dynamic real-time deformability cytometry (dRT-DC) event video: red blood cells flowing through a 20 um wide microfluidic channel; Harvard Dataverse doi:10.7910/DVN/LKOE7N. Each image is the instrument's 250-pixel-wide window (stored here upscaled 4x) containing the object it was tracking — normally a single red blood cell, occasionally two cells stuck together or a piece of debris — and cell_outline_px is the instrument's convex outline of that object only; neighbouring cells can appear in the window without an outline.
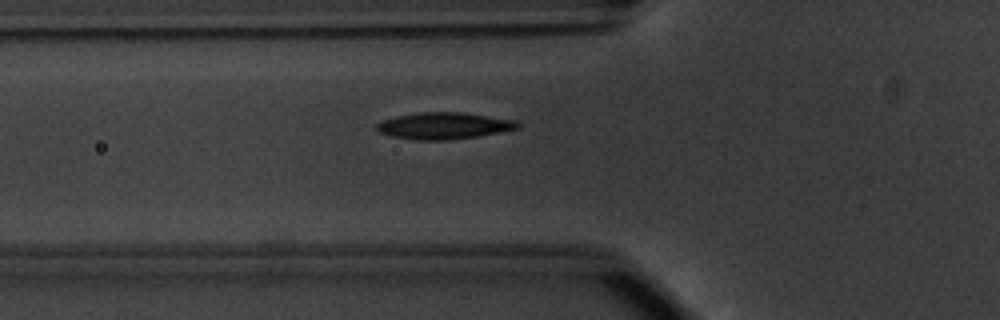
{"species": "common noctule bat (a hibernating species)", "species_latin": "Nyctalus noctula", "temperature_condition": "warm", "stored_images_in_passage": 41, "camera_frame_rate_fps": 3000, "um_per_image_px": 0.085, "animal": {"sex": "male", "body_mass_g": 20.1, "forearm_length_mm": 53.5}, "frame": {"image": 1, "passage_image": 11, "time_ms": 3.333, "image_size_px": [1000, 320], "cell_outline_px": [[520, 128], [476, 136], [448, 140], [420, 140], [392, 136], [380, 132], [376, 128], [376, 124], [384, 120], [396, 116], [420, 112], [464, 112], [516, 120], [520, 124]], "centroid_in_image_um": [37.75, 10.68], "position_along_channel_um": 88.0, "area_um2": 21.73}}
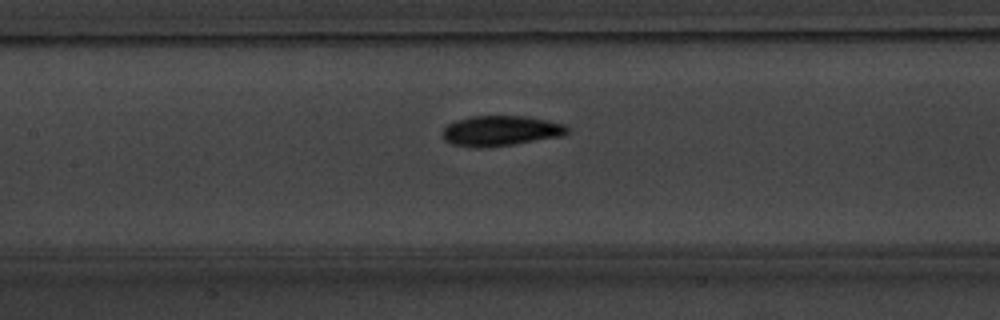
{"frame": {"image": 2, "passage_image": 17, "time_ms": 5.333, "image_size_px": [1000, 320], "cell_outline_px": [[572, 128], [564, 136], [512, 144], [480, 148], [472, 148], [452, 144], [444, 140], [444, 128], [448, 124], [456, 120], [472, 116], [528, 116], [564, 124]], "centroid_in_image_um": [42.59, 11.12], "position_along_channel_um": 164.8, "area_um2": 22.08}}
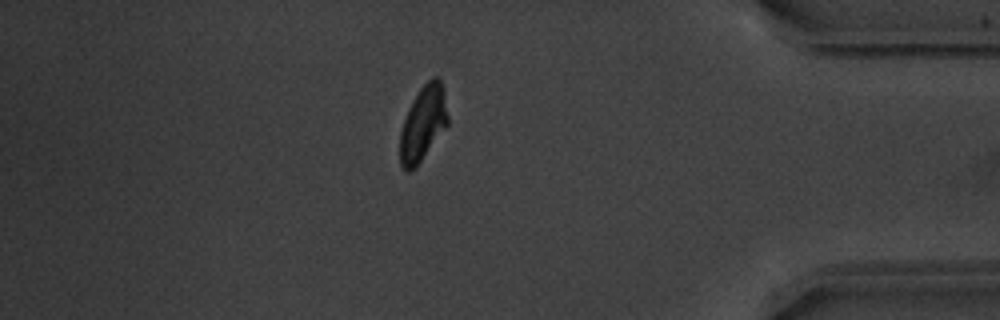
{"frame": {"image": 3, "passage_image": 38, "time_ms": 12.333, "image_size_px": [1000, 320], "cell_outline_px": [[448, 124], [416, 168], [408, 172], [404, 172], [400, 164], [400, 132], [408, 108], [412, 100], [420, 88], [432, 76], [436, 76], [440, 80], [444, 92], [448, 116]], "centroid_in_image_um": [35.94, 10.52], "position_along_channel_um": 399.3, "area_um2": 20.98}}